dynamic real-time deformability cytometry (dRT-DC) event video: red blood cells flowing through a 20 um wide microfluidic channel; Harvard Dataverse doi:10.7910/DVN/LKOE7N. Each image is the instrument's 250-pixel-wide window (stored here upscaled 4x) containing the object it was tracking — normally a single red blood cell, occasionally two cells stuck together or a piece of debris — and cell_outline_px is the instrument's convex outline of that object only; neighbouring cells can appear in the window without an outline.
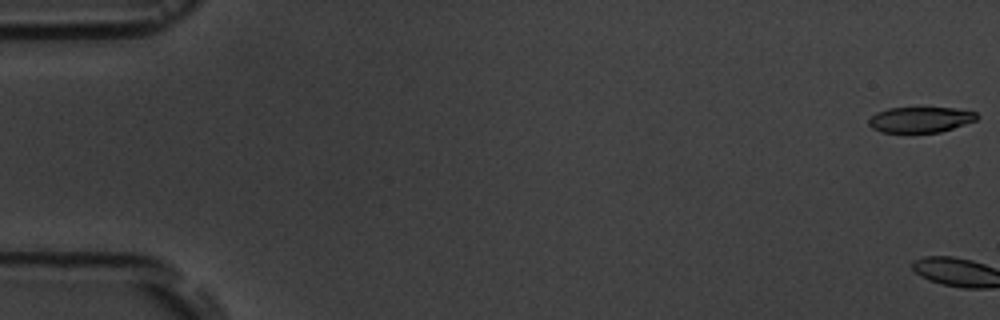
{"species": "common noctule bat (a hibernating species)", "species_latin": "Nyctalus noctula", "temperature_condition": "room temperature", "stored_images_in_passage": 12, "camera_frame_rate_fps": 3000, "um_per_image_px": 0.085, "animal": {"sex": "male", "body_mass_g": 19.5, "forearm_length_mm": 54.6}, "frame": {"image": 1, "passage_image": 1, "time_ms": 0.0, "image_size_px": [1000, 320], "cell_outline_px": [[980, 116], [976, 120], [940, 132], [880, 132], [872, 128], [868, 124], [868, 120], [876, 112], [888, 108], [952, 108], [976, 112]], "centroid_in_image_um": [78.21, 10.16], "position_along_channel_um": 6.8, "area_um2": 16.01}}
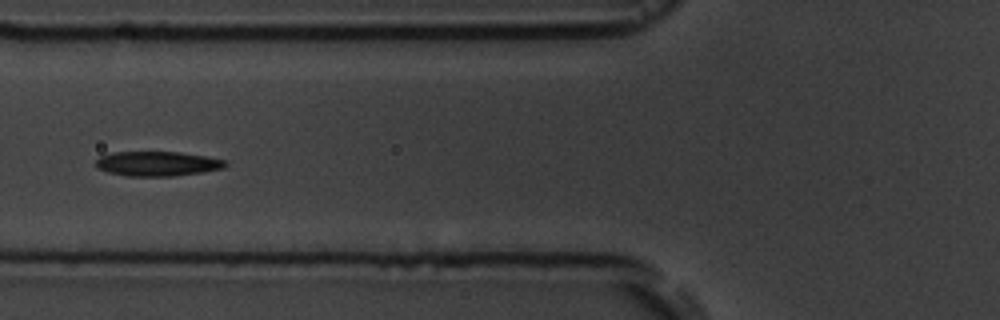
{"frame": {"image": 2, "passage_image": 7, "time_ms": 8.0, "image_size_px": [1000, 320], "cell_outline_px": [[228, 164], [224, 168], [204, 172], [172, 176], [128, 176], [108, 172], [96, 168], [96, 160], [100, 156], [112, 152], [180, 152], [208, 156], [224, 160]], "centroid_in_image_um": [13.39, 13.91], "position_along_channel_um": 112.4, "area_um2": 18.73}}
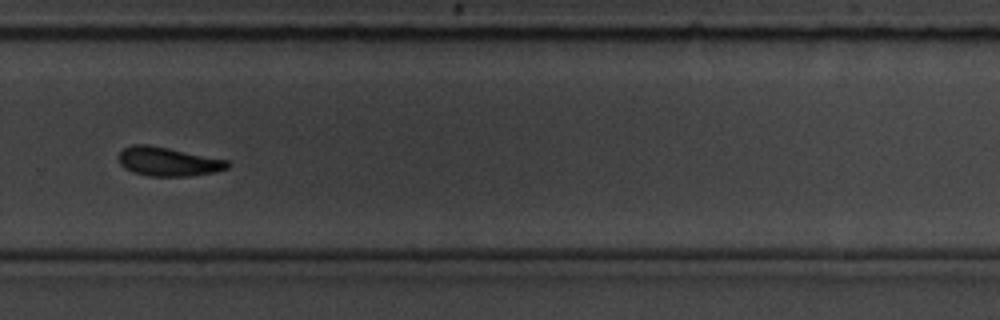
{"frame": {"image": 3, "passage_image": 12, "time_ms": 13.667, "image_size_px": [1000, 320], "cell_outline_px": [[232, 164], [228, 168], [216, 172], [188, 176], [148, 176], [132, 172], [124, 168], [120, 164], [120, 152], [124, 148], [132, 144], [148, 144], [228, 160]], "centroid_in_image_um": [14.31, 13.74], "position_along_channel_um": 315.5, "area_um2": 18.38}}